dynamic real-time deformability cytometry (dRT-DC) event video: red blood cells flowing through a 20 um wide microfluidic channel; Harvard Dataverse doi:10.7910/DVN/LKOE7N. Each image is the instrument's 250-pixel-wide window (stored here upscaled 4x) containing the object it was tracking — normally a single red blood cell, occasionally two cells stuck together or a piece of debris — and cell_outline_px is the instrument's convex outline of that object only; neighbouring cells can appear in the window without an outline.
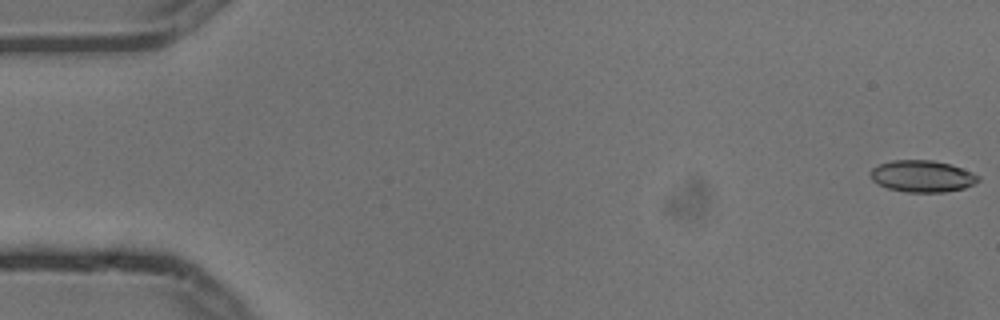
{"species": "common noctule bat (a hibernating species)", "species_latin": "Nyctalus noctula", "temperature_condition": "cold", "stored_images_in_passage": 3, "camera_frame_rate_fps": 3000, "um_per_image_px": 0.085, "animal": {"sex": "male", "body_mass_g": 13.3}, "frame": {"image": 1, "passage_image": 1, "time_ms": 0.0, "image_size_px": [1000, 320], "cell_outline_px": [[980, 180], [964, 188], [944, 192], [908, 192], [888, 188], [872, 180], [868, 172], [872, 168], [880, 164], [892, 160], [932, 160], [948, 164], [972, 172], [980, 176]], "centroid_in_image_um": [78.37, 14.97], "position_along_channel_um": 6.6, "area_um2": 19.77}}